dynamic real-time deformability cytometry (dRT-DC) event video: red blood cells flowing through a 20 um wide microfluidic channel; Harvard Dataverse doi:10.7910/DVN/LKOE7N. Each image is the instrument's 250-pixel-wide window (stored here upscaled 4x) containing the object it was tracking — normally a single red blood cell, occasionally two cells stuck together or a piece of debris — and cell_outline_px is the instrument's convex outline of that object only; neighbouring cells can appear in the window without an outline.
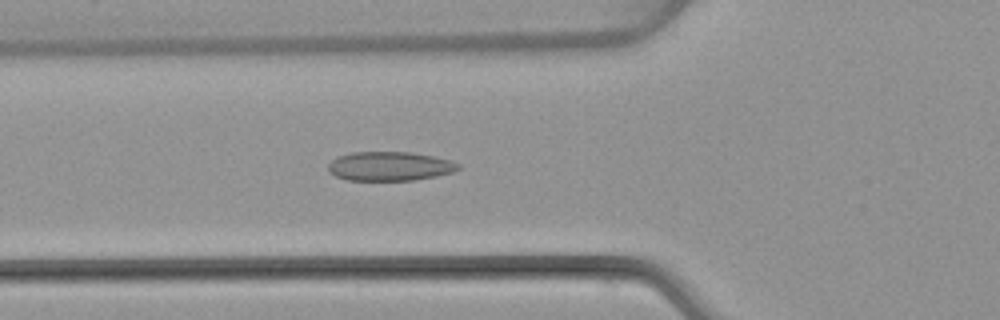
{"species": "common noctule bat (a hibernating species)", "species_latin": "Nyctalus noctula", "temperature_condition": "warm", "stored_images_in_passage": 36, "camera_frame_rate_fps": 3000, "um_per_image_px": 0.085, "animal": {"sex": "female", "body_mass_g": 22.7, "forearm_length_mm": 54.2}, "frame": {"image": 1, "passage_image": 6, "time_ms": 1.667, "image_size_px": [1000, 320], "cell_outline_px": [[460, 168], [452, 172], [436, 176], [412, 180], [348, 180], [336, 176], [328, 172], [328, 164], [336, 156], [352, 152], [412, 152], [432, 156], [448, 160], [460, 164]], "centroid_in_image_um": [33.09, 14.12], "position_along_channel_um": 92.7, "area_um2": 22.02}}
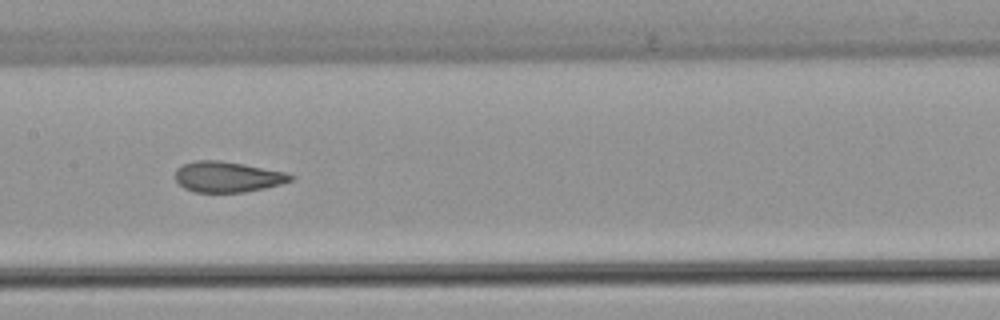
{"frame": {"image": 2, "passage_image": 13, "time_ms": 4.0, "image_size_px": [1000, 320], "cell_outline_px": [[296, 176], [292, 180], [280, 184], [264, 188], [244, 192], [192, 192], [184, 188], [176, 180], [176, 168], [184, 164], [196, 160], [220, 160], [244, 164], [284, 172]], "centroid_in_image_um": [19.32, 15.03], "position_along_channel_um": 188.1, "area_um2": 20.52}}
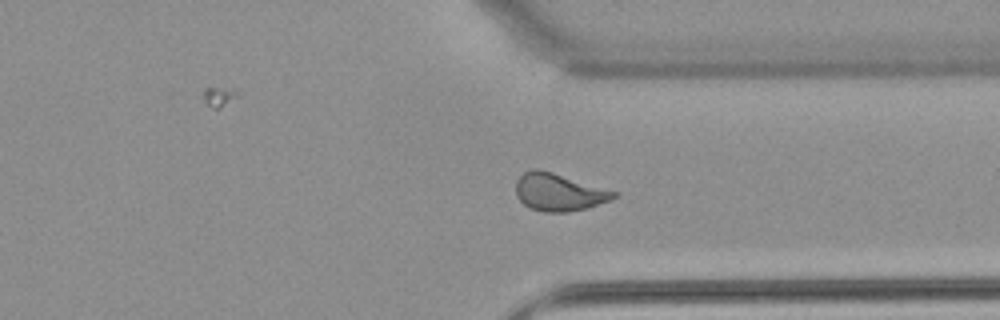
{"frame": {"image": 3, "passage_image": 26, "time_ms": 8.333, "image_size_px": [1000, 320], "cell_outline_px": [[620, 192], [616, 196], [608, 200], [588, 208], [568, 212], [544, 212], [532, 208], [524, 204], [516, 196], [516, 180], [524, 172], [532, 168], [536, 168], [552, 172]], "centroid_in_image_um": [47.5, 16.32], "position_along_channel_um": 363.9, "area_um2": 21.39}}